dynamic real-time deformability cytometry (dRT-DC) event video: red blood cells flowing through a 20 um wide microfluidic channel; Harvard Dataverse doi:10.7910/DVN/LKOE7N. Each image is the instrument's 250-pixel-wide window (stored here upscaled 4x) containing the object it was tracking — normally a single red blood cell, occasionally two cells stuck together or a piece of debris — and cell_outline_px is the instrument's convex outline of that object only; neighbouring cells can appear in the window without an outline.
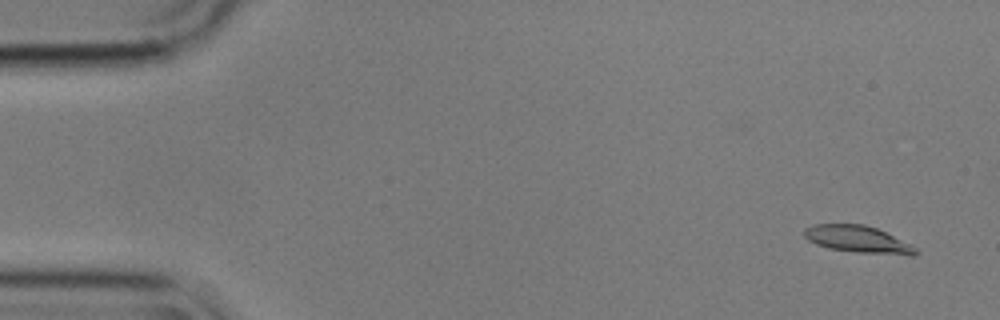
{"species": "common noctule bat (a hibernating species)", "species_latin": "Nyctalus noctula", "temperature_condition": "cold", "stored_images_in_passage": 57, "camera_frame_rate_fps": 3000, "um_per_image_px": 0.085, "animal": {"sex": "male", "body_mass_g": 17.9}, "frame": {"image": 1, "passage_image": 3, "time_ms": 0.667, "image_size_px": [1000, 320], "cell_outline_px": [[920, 252], [916, 256], [912, 256], [856, 252], [828, 248], [816, 244], [808, 240], [804, 236], [804, 228], [812, 224], [864, 224], [876, 228], [912, 244]], "centroid_in_image_um": [72.96, 20.35], "position_along_channel_um": 12.0, "area_um2": 17.74}}
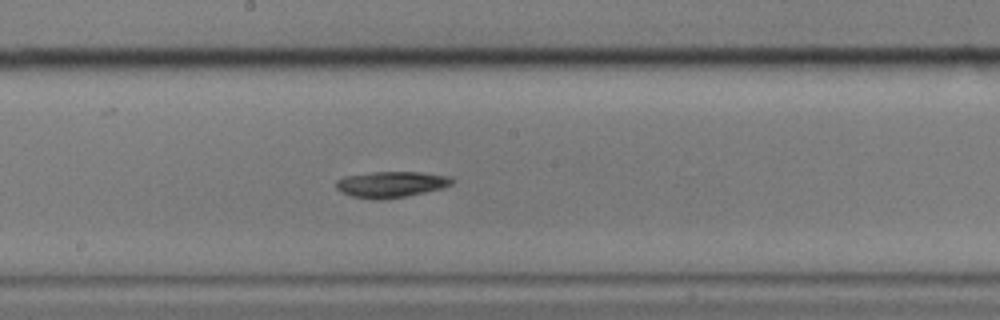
{"frame": {"image": 2, "passage_image": 31, "time_ms": 10.0, "image_size_px": [1000, 320], "cell_outline_px": [[456, 180], [452, 184], [444, 188], [404, 196], [380, 200], [376, 200], [352, 196], [340, 192], [336, 188], [336, 180], [344, 176], [372, 172], [420, 172], [452, 176]], "centroid_in_image_um": [33.26, 15.66], "position_along_channel_um": 214.9, "area_um2": 17.74}}
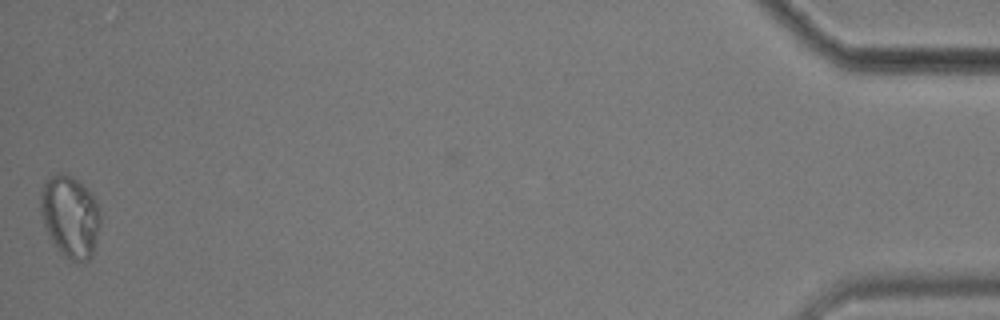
{"frame": {"image": 3, "passage_image": 57, "time_ms": 18.667, "image_size_px": [1000, 320], "cell_outline_px": [[100, 228], [92, 256], [84, 264], [76, 264], [68, 260], [56, 248], [48, 236], [44, 228], [40, 212], [40, 192], [44, 184], [56, 172], [64, 172], [72, 176], [88, 188], [92, 192], [96, 200], [100, 212]], "centroid_in_image_um": [5.97, 18.44], "position_along_channel_um": 429.2, "area_um2": 29.48}}